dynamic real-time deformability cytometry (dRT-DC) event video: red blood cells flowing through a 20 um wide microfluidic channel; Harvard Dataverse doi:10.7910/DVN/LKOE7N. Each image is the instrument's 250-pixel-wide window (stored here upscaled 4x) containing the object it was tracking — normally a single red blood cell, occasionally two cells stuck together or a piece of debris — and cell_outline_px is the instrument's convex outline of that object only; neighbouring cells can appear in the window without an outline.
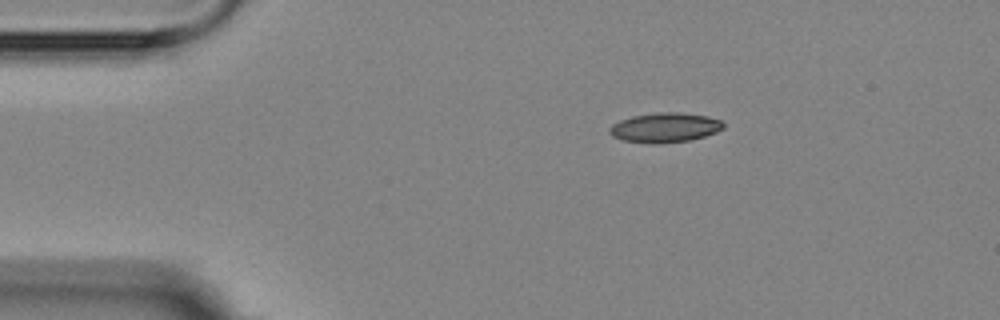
{"species": "Egyptian fruit bat (a non-hibernating species)", "species_latin": "Rousettus aegyptiacus", "temperature_condition": "room temperature", "stored_images_in_passage": 4, "camera_frame_rate_fps": 3000, "um_per_image_px": 0.085, "animal": {"sex": "female"}, "frame": {"image": 1, "passage_image": 1, "time_ms": 0.0, "image_size_px": [1000, 320], "cell_outline_px": [[724, 128], [716, 132], [704, 136], [688, 140], [652, 144], [624, 140], [612, 136], [608, 132], [608, 128], [612, 124], [620, 120], [632, 116], [656, 112], [680, 112], [708, 116], [720, 120], [724, 124]], "centroid_in_image_um": [56.49, 10.83], "position_along_channel_um": 28.5, "area_um2": 19.65}}
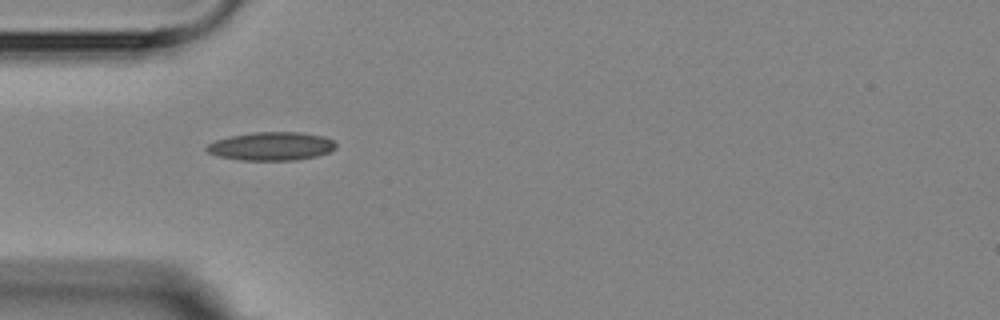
{"frame": {"image": 2, "passage_image": 3, "time_ms": 2.333, "image_size_px": [1000, 320], "cell_outline_px": [[336, 148], [328, 152], [316, 156], [296, 160], [240, 160], [216, 156], [208, 152], [204, 148], [208, 144], [216, 140], [228, 136], [252, 132], [304, 132], [324, 136], [332, 140], [336, 144]], "centroid_in_image_um": [23.05, 12.42], "position_along_channel_um": 62.0, "area_um2": 21.56}}
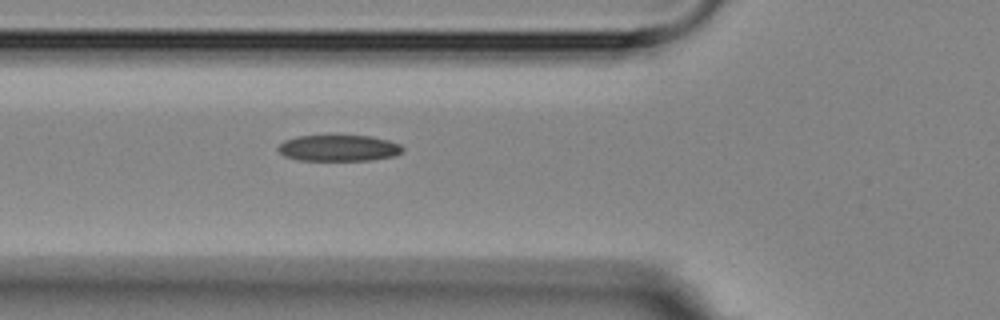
{"frame": {"image": 3, "passage_image": 4, "time_ms": 3.333, "image_size_px": [1000, 320], "cell_outline_px": [[404, 148], [400, 152], [392, 156], [368, 160], [300, 160], [284, 156], [276, 148], [284, 140], [296, 136], [372, 136], [388, 140], [400, 144]], "centroid_in_image_um": [28.75, 12.58], "position_along_channel_um": 97.0, "area_um2": 18.84}}